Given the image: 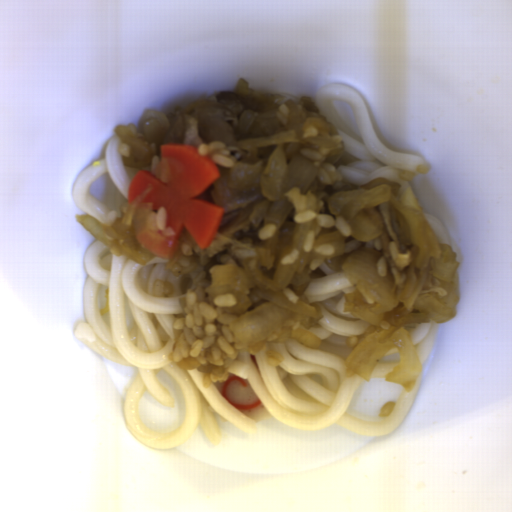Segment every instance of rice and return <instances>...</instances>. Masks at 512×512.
<instances>
[{
  "mask_svg": "<svg viewBox=\"0 0 512 512\" xmlns=\"http://www.w3.org/2000/svg\"><path fill=\"white\" fill-rule=\"evenodd\" d=\"M193 239L183 228L175 240L174 253L168 257L167 269L180 279L182 315L173 322L174 339L171 363L182 370L203 372V387L227 381L229 367L241 354L256 355L266 348L252 350L242 343L230 327L232 320L273 299L275 291L250 287V305L244 310L226 311L236 298L222 293L211 297L205 290L210 285L211 267L201 269L192 248Z\"/></svg>",
  "mask_w": 512,
  "mask_h": 512,
  "instance_id": "rice-1",
  "label": "rice"
}]
</instances>
